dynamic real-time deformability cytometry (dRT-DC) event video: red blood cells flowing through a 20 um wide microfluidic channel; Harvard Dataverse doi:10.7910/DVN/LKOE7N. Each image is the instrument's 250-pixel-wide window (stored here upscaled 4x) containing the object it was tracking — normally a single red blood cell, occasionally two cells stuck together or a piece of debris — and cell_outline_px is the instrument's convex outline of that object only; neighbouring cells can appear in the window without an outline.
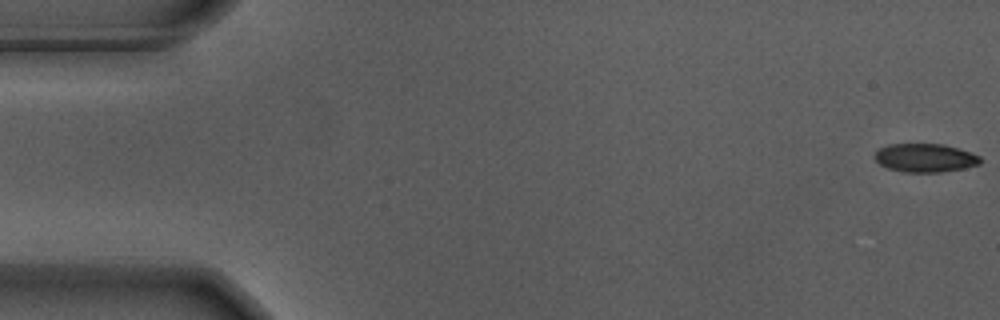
{"species": "Egyptian fruit bat (a non-hibernating species)", "species_latin": "Rousettus aegyptiacus", "temperature_condition": "warm", "stored_images_in_passage": 12, "camera_frame_rate_fps": 3000, "um_per_image_px": 0.085, "animal": {"sex": "male"}, "frame": {"image": 1, "passage_image": 1, "time_ms": 0.0, "image_size_px": [1000, 320], "cell_outline_px": [[984, 160], [980, 164], [964, 168], [940, 172], [904, 172], [888, 168], [880, 164], [876, 160], [876, 152], [880, 148], [888, 144], [944, 144], [960, 148], [972, 152], [980, 156]], "centroid_in_image_um": [78.7, 13.41], "position_along_channel_um": 6.3, "area_um2": 17.63}}